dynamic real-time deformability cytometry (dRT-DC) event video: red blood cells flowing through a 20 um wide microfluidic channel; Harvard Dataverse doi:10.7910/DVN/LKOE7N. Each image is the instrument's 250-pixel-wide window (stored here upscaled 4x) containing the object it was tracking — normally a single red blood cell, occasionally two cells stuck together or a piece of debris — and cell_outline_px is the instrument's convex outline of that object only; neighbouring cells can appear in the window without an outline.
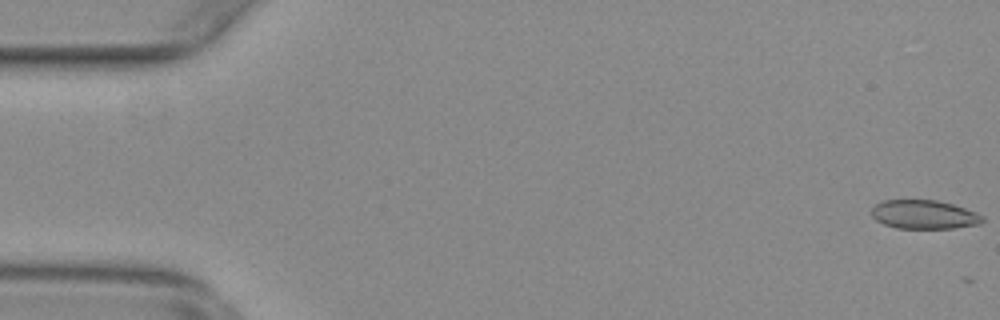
{"species": "common noctule bat (a hibernating species)", "species_latin": "Nyctalus noctula", "temperature_condition": "warm", "stored_images_in_passage": 2, "camera_frame_rate_fps": 3000, "um_per_image_px": 0.085, "animal": {"sex": "female", "body_mass_g": 29.2, "forearm_length_mm": 56.3}, "frame": {"image": 1, "passage_image": 1, "time_ms": 0.0, "image_size_px": [1000, 320], "cell_outline_px": [[984, 220], [980, 224], [952, 228], [896, 228], [884, 224], [876, 220], [872, 216], [872, 208], [876, 204], [884, 200], [936, 200], [952, 204], [976, 212], [984, 216]], "centroid_in_image_um": [78.55, 18.23], "position_along_channel_um": 6.4, "area_um2": 18.55}}